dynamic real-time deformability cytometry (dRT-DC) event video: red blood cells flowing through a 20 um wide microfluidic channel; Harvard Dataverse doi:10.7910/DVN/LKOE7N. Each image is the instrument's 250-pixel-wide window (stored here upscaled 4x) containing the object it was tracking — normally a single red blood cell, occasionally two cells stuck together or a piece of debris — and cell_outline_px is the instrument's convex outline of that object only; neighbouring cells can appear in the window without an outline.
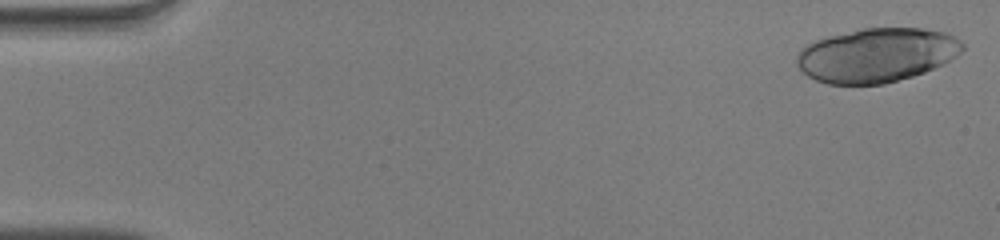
{"species": "human", "species_latin": "Homo sapiens", "temperature_condition": "warm", "stored_images_in_passage": 50, "camera_frame_rate_fps": 3000, "um_per_image_px": 0.085, "donor": {"sex": "male"}, "frame": {"image": 1, "passage_image": 1, "time_ms": 0.0, "image_size_px": [1000, 240], "cell_outline_px": [[964, 48], [956, 56], [944, 64], [924, 72], [912, 76], [884, 84], [828, 84], [816, 80], [808, 76], [796, 64], [796, 56], [800, 48], [812, 40], [860, 28], [924, 28], [948, 32], [960, 40], [964, 44]], "centroid_in_image_um": [74.51, 4.67], "position_along_channel_um": 10.5, "area_um2": 52.71}}
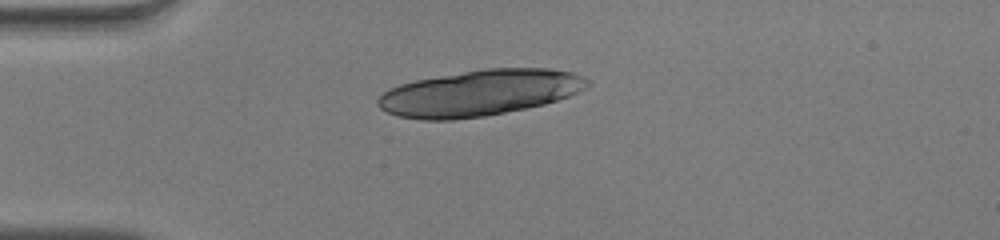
{"frame": {"image": 2, "passage_image": 13, "time_ms": 4.0, "image_size_px": [1000, 240], "cell_outline_px": [[592, 84], [568, 96], [544, 104], [484, 116], [452, 120], [420, 120], [400, 116], [388, 112], [380, 108], [376, 104], [376, 100], [388, 88], [400, 84], [416, 80], [484, 68], [548, 68], [572, 72], [584, 76]], "centroid_in_image_um": [40.75, 7.89], "position_along_channel_um": 44.3, "area_um2": 55.95}}